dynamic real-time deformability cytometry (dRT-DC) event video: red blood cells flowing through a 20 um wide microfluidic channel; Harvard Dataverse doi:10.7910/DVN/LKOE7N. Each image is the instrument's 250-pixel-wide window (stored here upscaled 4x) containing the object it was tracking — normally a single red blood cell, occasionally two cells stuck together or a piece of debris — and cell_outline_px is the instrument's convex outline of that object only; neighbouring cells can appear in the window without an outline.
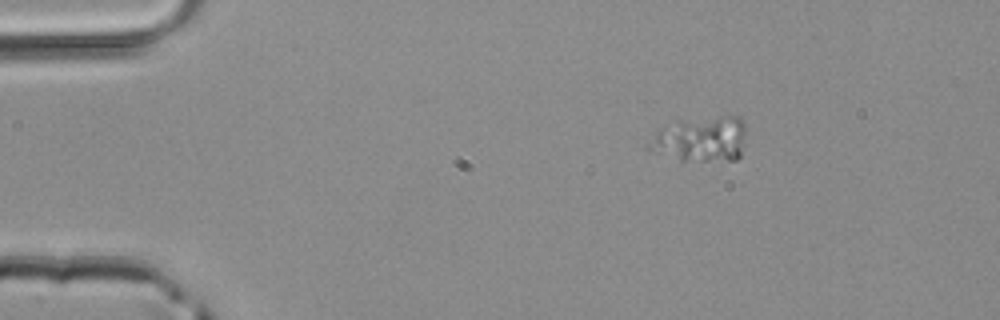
{"species": "common noctule bat (a hibernating species)", "species_latin": "Nyctalus noctula", "temperature_condition": "room temperature", "stored_images_in_passage": 41, "camera_frame_rate_fps": 3000, "um_per_image_px": 0.085, "animal": {"sex": "male", "body_mass_g": 20.4}, "frame": {"image": 1, "passage_image": 1, "time_ms": 0.0, "image_size_px": [1000, 320], "cell_outline_px": [[744, 136], [740, 156], [736, 160], [680, 160], [644, 148], [656, 132], [664, 124], [720, 116], [740, 116], [744, 120]], "centroid_in_image_um": [59.56, 11.83], "position_along_channel_um": 25.4, "area_um2": 25.32}}
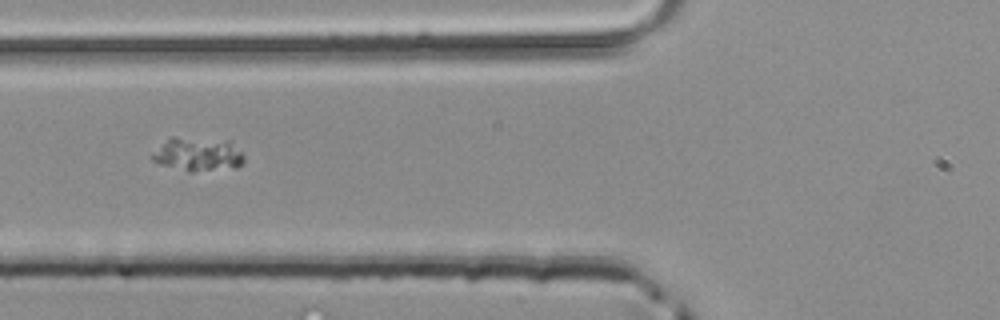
{"frame": {"image": 2, "passage_image": 12, "time_ms": 3.667, "image_size_px": [1000, 320], "cell_outline_px": [[244, 160], [236, 168], [192, 172], [188, 172], [160, 164], [152, 160], [152, 152], [172, 136], [176, 136], [232, 140], [244, 156]], "centroid_in_image_um": [16.84, 13.1], "position_along_channel_um": 109.0, "area_um2": 18.44}}
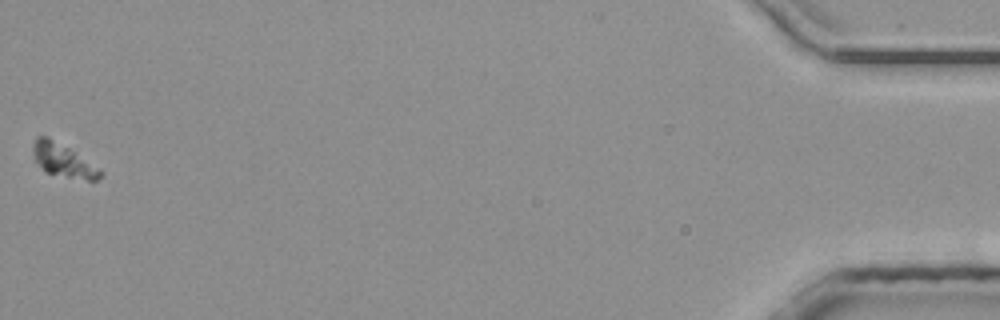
{"frame": {"image": 3, "passage_image": 41, "time_ms": 13.333, "image_size_px": [1000, 320], "cell_outline_px": [[104, 176], [96, 180], [88, 180], [44, 172], [32, 156], [32, 144], [36, 136], [48, 136], [68, 148], [100, 168], [104, 172]], "centroid_in_image_um": [5.35, 13.62], "position_along_channel_um": 429.9, "area_um2": 13.06}}